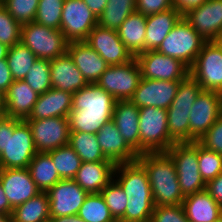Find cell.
<instances>
[{"mask_svg":"<svg viewBox=\"0 0 222 222\" xmlns=\"http://www.w3.org/2000/svg\"><path fill=\"white\" fill-rule=\"evenodd\" d=\"M116 100L98 84H88L72 94V109L68 115L70 132L96 134L112 119Z\"/></svg>","mask_w":222,"mask_h":222,"instance_id":"6da1fadb","label":"cell"},{"mask_svg":"<svg viewBox=\"0 0 222 222\" xmlns=\"http://www.w3.org/2000/svg\"><path fill=\"white\" fill-rule=\"evenodd\" d=\"M114 180L127 197L124 222H150L155 204L144 166L138 160L117 164Z\"/></svg>","mask_w":222,"mask_h":222,"instance_id":"7a4b0ae2","label":"cell"},{"mask_svg":"<svg viewBox=\"0 0 222 222\" xmlns=\"http://www.w3.org/2000/svg\"><path fill=\"white\" fill-rule=\"evenodd\" d=\"M146 169L155 206L180 205L184 200L172 158L166 152L144 153L137 159Z\"/></svg>","mask_w":222,"mask_h":222,"instance_id":"3957f363","label":"cell"},{"mask_svg":"<svg viewBox=\"0 0 222 222\" xmlns=\"http://www.w3.org/2000/svg\"><path fill=\"white\" fill-rule=\"evenodd\" d=\"M36 153L27 121L7 116V141L0 154V169L27 168Z\"/></svg>","mask_w":222,"mask_h":222,"instance_id":"277c9868","label":"cell"},{"mask_svg":"<svg viewBox=\"0 0 222 222\" xmlns=\"http://www.w3.org/2000/svg\"><path fill=\"white\" fill-rule=\"evenodd\" d=\"M139 136L140 155L169 150L175 141L168 130L167 109L139 108Z\"/></svg>","mask_w":222,"mask_h":222,"instance_id":"5b68a950","label":"cell"},{"mask_svg":"<svg viewBox=\"0 0 222 222\" xmlns=\"http://www.w3.org/2000/svg\"><path fill=\"white\" fill-rule=\"evenodd\" d=\"M201 91L200 84L190 75L180 82L176 96L167 109L168 130L175 142H189V114Z\"/></svg>","mask_w":222,"mask_h":222,"instance_id":"8992f818","label":"cell"},{"mask_svg":"<svg viewBox=\"0 0 222 222\" xmlns=\"http://www.w3.org/2000/svg\"><path fill=\"white\" fill-rule=\"evenodd\" d=\"M205 42V39L182 16L157 51L182 61L190 68Z\"/></svg>","mask_w":222,"mask_h":222,"instance_id":"52a82bcc","label":"cell"},{"mask_svg":"<svg viewBox=\"0 0 222 222\" xmlns=\"http://www.w3.org/2000/svg\"><path fill=\"white\" fill-rule=\"evenodd\" d=\"M175 164L181 193L188 196L205 190L198 166V142H175L166 151Z\"/></svg>","mask_w":222,"mask_h":222,"instance_id":"ba28073f","label":"cell"},{"mask_svg":"<svg viewBox=\"0 0 222 222\" xmlns=\"http://www.w3.org/2000/svg\"><path fill=\"white\" fill-rule=\"evenodd\" d=\"M38 59L53 60L67 52L68 41L60 30L36 22L22 25L21 41Z\"/></svg>","mask_w":222,"mask_h":222,"instance_id":"9c48e42d","label":"cell"},{"mask_svg":"<svg viewBox=\"0 0 222 222\" xmlns=\"http://www.w3.org/2000/svg\"><path fill=\"white\" fill-rule=\"evenodd\" d=\"M190 76L204 91L222 94V45L218 41H206L190 67Z\"/></svg>","mask_w":222,"mask_h":222,"instance_id":"30bf717a","label":"cell"},{"mask_svg":"<svg viewBox=\"0 0 222 222\" xmlns=\"http://www.w3.org/2000/svg\"><path fill=\"white\" fill-rule=\"evenodd\" d=\"M142 79L135 57L121 65H111L102 73L96 83L116 101L130 100Z\"/></svg>","mask_w":222,"mask_h":222,"instance_id":"8fae6325","label":"cell"},{"mask_svg":"<svg viewBox=\"0 0 222 222\" xmlns=\"http://www.w3.org/2000/svg\"><path fill=\"white\" fill-rule=\"evenodd\" d=\"M145 79L182 81L190 75V68L182 61L148 50L135 57Z\"/></svg>","mask_w":222,"mask_h":222,"instance_id":"7c38bea8","label":"cell"},{"mask_svg":"<svg viewBox=\"0 0 222 222\" xmlns=\"http://www.w3.org/2000/svg\"><path fill=\"white\" fill-rule=\"evenodd\" d=\"M222 115V94L202 90L189 114V142L198 141Z\"/></svg>","mask_w":222,"mask_h":222,"instance_id":"4fadbf2b","label":"cell"},{"mask_svg":"<svg viewBox=\"0 0 222 222\" xmlns=\"http://www.w3.org/2000/svg\"><path fill=\"white\" fill-rule=\"evenodd\" d=\"M97 19L83 0H65L60 31L68 42L85 41L97 25Z\"/></svg>","mask_w":222,"mask_h":222,"instance_id":"5bb4252c","label":"cell"},{"mask_svg":"<svg viewBox=\"0 0 222 222\" xmlns=\"http://www.w3.org/2000/svg\"><path fill=\"white\" fill-rule=\"evenodd\" d=\"M29 124L37 152H45L67 145L69 142L68 117L26 120Z\"/></svg>","mask_w":222,"mask_h":222,"instance_id":"9a60e30c","label":"cell"},{"mask_svg":"<svg viewBox=\"0 0 222 222\" xmlns=\"http://www.w3.org/2000/svg\"><path fill=\"white\" fill-rule=\"evenodd\" d=\"M182 16L205 41H218L222 35V0H208Z\"/></svg>","mask_w":222,"mask_h":222,"instance_id":"2e32d148","label":"cell"},{"mask_svg":"<svg viewBox=\"0 0 222 222\" xmlns=\"http://www.w3.org/2000/svg\"><path fill=\"white\" fill-rule=\"evenodd\" d=\"M50 217L78 214L88 193L73 179H61L47 191Z\"/></svg>","mask_w":222,"mask_h":222,"instance_id":"e0dca14e","label":"cell"},{"mask_svg":"<svg viewBox=\"0 0 222 222\" xmlns=\"http://www.w3.org/2000/svg\"><path fill=\"white\" fill-rule=\"evenodd\" d=\"M85 42L109 65H121L134 57L119 38L117 30L96 25Z\"/></svg>","mask_w":222,"mask_h":222,"instance_id":"ac0fdd59","label":"cell"},{"mask_svg":"<svg viewBox=\"0 0 222 222\" xmlns=\"http://www.w3.org/2000/svg\"><path fill=\"white\" fill-rule=\"evenodd\" d=\"M180 82L142 78L130 101L138 108L168 109L176 96Z\"/></svg>","mask_w":222,"mask_h":222,"instance_id":"d6986e66","label":"cell"},{"mask_svg":"<svg viewBox=\"0 0 222 222\" xmlns=\"http://www.w3.org/2000/svg\"><path fill=\"white\" fill-rule=\"evenodd\" d=\"M0 184L12 209L41 192L27 168L0 169Z\"/></svg>","mask_w":222,"mask_h":222,"instance_id":"ffe728a7","label":"cell"},{"mask_svg":"<svg viewBox=\"0 0 222 222\" xmlns=\"http://www.w3.org/2000/svg\"><path fill=\"white\" fill-rule=\"evenodd\" d=\"M96 138L104 156L116 165L136 161L139 157L126 143L112 119L100 128Z\"/></svg>","mask_w":222,"mask_h":222,"instance_id":"44dd1931","label":"cell"},{"mask_svg":"<svg viewBox=\"0 0 222 222\" xmlns=\"http://www.w3.org/2000/svg\"><path fill=\"white\" fill-rule=\"evenodd\" d=\"M67 53L88 84L97 83L109 66L85 41L69 42Z\"/></svg>","mask_w":222,"mask_h":222,"instance_id":"7402d4cb","label":"cell"},{"mask_svg":"<svg viewBox=\"0 0 222 222\" xmlns=\"http://www.w3.org/2000/svg\"><path fill=\"white\" fill-rule=\"evenodd\" d=\"M112 161L82 162L73 180L88 194L100 193L114 180Z\"/></svg>","mask_w":222,"mask_h":222,"instance_id":"603a6c76","label":"cell"},{"mask_svg":"<svg viewBox=\"0 0 222 222\" xmlns=\"http://www.w3.org/2000/svg\"><path fill=\"white\" fill-rule=\"evenodd\" d=\"M39 94L23 80H14L4 93V115L26 120Z\"/></svg>","mask_w":222,"mask_h":222,"instance_id":"cb8c5ba5","label":"cell"},{"mask_svg":"<svg viewBox=\"0 0 222 222\" xmlns=\"http://www.w3.org/2000/svg\"><path fill=\"white\" fill-rule=\"evenodd\" d=\"M72 109V94L57 88H50L40 94L26 120H41L51 117H68Z\"/></svg>","mask_w":222,"mask_h":222,"instance_id":"d4e9b609","label":"cell"},{"mask_svg":"<svg viewBox=\"0 0 222 222\" xmlns=\"http://www.w3.org/2000/svg\"><path fill=\"white\" fill-rule=\"evenodd\" d=\"M50 76L52 88L71 94L88 85L67 52L58 58L50 60Z\"/></svg>","mask_w":222,"mask_h":222,"instance_id":"484cf974","label":"cell"},{"mask_svg":"<svg viewBox=\"0 0 222 222\" xmlns=\"http://www.w3.org/2000/svg\"><path fill=\"white\" fill-rule=\"evenodd\" d=\"M112 120L126 143L140 155L139 108L130 100L116 101Z\"/></svg>","mask_w":222,"mask_h":222,"instance_id":"4316f807","label":"cell"},{"mask_svg":"<svg viewBox=\"0 0 222 222\" xmlns=\"http://www.w3.org/2000/svg\"><path fill=\"white\" fill-rule=\"evenodd\" d=\"M182 206L189 222H213L222 216V207L206 190L185 196Z\"/></svg>","mask_w":222,"mask_h":222,"instance_id":"83f0119b","label":"cell"},{"mask_svg":"<svg viewBox=\"0 0 222 222\" xmlns=\"http://www.w3.org/2000/svg\"><path fill=\"white\" fill-rule=\"evenodd\" d=\"M181 17L182 13L176 7L147 16L145 51L157 50Z\"/></svg>","mask_w":222,"mask_h":222,"instance_id":"f1b7e54d","label":"cell"},{"mask_svg":"<svg viewBox=\"0 0 222 222\" xmlns=\"http://www.w3.org/2000/svg\"><path fill=\"white\" fill-rule=\"evenodd\" d=\"M146 20V15L135 11L117 29L119 38L133 57L145 51Z\"/></svg>","mask_w":222,"mask_h":222,"instance_id":"f546056e","label":"cell"},{"mask_svg":"<svg viewBox=\"0 0 222 222\" xmlns=\"http://www.w3.org/2000/svg\"><path fill=\"white\" fill-rule=\"evenodd\" d=\"M27 169L41 192H47L61 180L48 153L37 152Z\"/></svg>","mask_w":222,"mask_h":222,"instance_id":"4dcf8cb0","label":"cell"},{"mask_svg":"<svg viewBox=\"0 0 222 222\" xmlns=\"http://www.w3.org/2000/svg\"><path fill=\"white\" fill-rule=\"evenodd\" d=\"M50 218L47 192H40L35 197L15 207L11 214L12 222H46Z\"/></svg>","mask_w":222,"mask_h":222,"instance_id":"1f68e13d","label":"cell"},{"mask_svg":"<svg viewBox=\"0 0 222 222\" xmlns=\"http://www.w3.org/2000/svg\"><path fill=\"white\" fill-rule=\"evenodd\" d=\"M68 144L82 162L110 161L104 156L94 133L70 132Z\"/></svg>","mask_w":222,"mask_h":222,"instance_id":"d6a6232c","label":"cell"},{"mask_svg":"<svg viewBox=\"0 0 222 222\" xmlns=\"http://www.w3.org/2000/svg\"><path fill=\"white\" fill-rule=\"evenodd\" d=\"M136 11V0H108L97 25L117 30L126 18Z\"/></svg>","mask_w":222,"mask_h":222,"instance_id":"836d02e7","label":"cell"},{"mask_svg":"<svg viewBox=\"0 0 222 222\" xmlns=\"http://www.w3.org/2000/svg\"><path fill=\"white\" fill-rule=\"evenodd\" d=\"M38 58L21 42L9 47L6 60L13 80H23Z\"/></svg>","mask_w":222,"mask_h":222,"instance_id":"e575fe53","label":"cell"},{"mask_svg":"<svg viewBox=\"0 0 222 222\" xmlns=\"http://www.w3.org/2000/svg\"><path fill=\"white\" fill-rule=\"evenodd\" d=\"M47 153L51 156L61 179H73L75 177L82 161L69 144Z\"/></svg>","mask_w":222,"mask_h":222,"instance_id":"d590c367","label":"cell"},{"mask_svg":"<svg viewBox=\"0 0 222 222\" xmlns=\"http://www.w3.org/2000/svg\"><path fill=\"white\" fill-rule=\"evenodd\" d=\"M77 215L86 222L115 221L101 193L88 194Z\"/></svg>","mask_w":222,"mask_h":222,"instance_id":"8d00e7d4","label":"cell"},{"mask_svg":"<svg viewBox=\"0 0 222 222\" xmlns=\"http://www.w3.org/2000/svg\"><path fill=\"white\" fill-rule=\"evenodd\" d=\"M23 81L26 82L39 95L52 88L50 60L37 59L33 63L31 69L27 72Z\"/></svg>","mask_w":222,"mask_h":222,"instance_id":"74e56055","label":"cell"},{"mask_svg":"<svg viewBox=\"0 0 222 222\" xmlns=\"http://www.w3.org/2000/svg\"><path fill=\"white\" fill-rule=\"evenodd\" d=\"M65 0H39L34 22L60 30L61 15Z\"/></svg>","mask_w":222,"mask_h":222,"instance_id":"f35d334b","label":"cell"},{"mask_svg":"<svg viewBox=\"0 0 222 222\" xmlns=\"http://www.w3.org/2000/svg\"><path fill=\"white\" fill-rule=\"evenodd\" d=\"M115 220L124 222L127 197L122 187L113 180L100 192Z\"/></svg>","mask_w":222,"mask_h":222,"instance_id":"ab89813d","label":"cell"},{"mask_svg":"<svg viewBox=\"0 0 222 222\" xmlns=\"http://www.w3.org/2000/svg\"><path fill=\"white\" fill-rule=\"evenodd\" d=\"M198 166L204 182L207 183L222 172V155L205 149L198 143Z\"/></svg>","mask_w":222,"mask_h":222,"instance_id":"60d3db41","label":"cell"},{"mask_svg":"<svg viewBox=\"0 0 222 222\" xmlns=\"http://www.w3.org/2000/svg\"><path fill=\"white\" fill-rule=\"evenodd\" d=\"M39 0H3L1 4L21 25L34 22Z\"/></svg>","mask_w":222,"mask_h":222,"instance_id":"b9f144b4","label":"cell"},{"mask_svg":"<svg viewBox=\"0 0 222 222\" xmlns=\"http://www.w3.org/2000/svg\"><path fill=\"white\" fill-rule=\"evenodd\" d=\"M21 28L19 24L0 3V43L12 47L21 41Z\"/></svg>","mask_w":222,"mask_h":222,"instance_id":"7bdbcfd3","label":"cell"},{"mask_svg":"<svg viewBox=\"0 0 222 222\" xmlns=\"http://www.w3.org/2000/svg\"><path fill=\"white\" fill-rule=\"evenodd\" d=\"M150 222H189L182 204L154 206Z\"/></svg>","mask_w":222,"mask_h":222,"instance_id":"ee69618b","label":"cell"},{"mask_svg":"<svg viewBox=\"0 0 222 222\" xmlns=\"http://www.w3.org/2000/svg\"><path fill=\"white\" fill-rule=\"evenodd\" d=\"M197 142L205 149L222 155V115Z\"/></svg>","mask_w":222,"mask_h":222,"instance_id":"f6af8a7d","label":"cell"},{"mask_svg":"<svg viewBox=\"0 0 222 222\" xmlns=\"http://www.w3.org/2000/svg\"><path fill=\"white\" fill-rule=\"evenodd\" d=\"M174 7L173 0H136V12L149 16Z\"/></svg>","mask_w":222,"mask_h":222,"instance_id":"bcb514c9","label":"cell"},{"mask_svg":"<svg viewBox=\"0 0 222 222\" xmlns=\"http://www.w3.org/2000/svg\"><path fill=\"white\" fill-rule=\"evenodd\" d=\"M205 190L222 207V172L206 183Z\"/></svg>","mask_w":222,"mask_h":222,"instance_id":"7dc6e473","label":"cell"},{"mask_svg":"<svg viewBox=\"0 0 222 222\" xmlns=\"http://www.w3.org/2000/svg\"><path fill=\"white\" fill-rule=\"evenodd\" d=\"M13 81L7 60H0V92L4 94Z\"/></svg>","mask_w":222,"mask_h":222,"instance_id":"c3c4849f","label":"cell"},{"mask_svg":"<svg viewBox=\"0 0 222 222\" xmlns=\"http://www.w3.org/2000/svg\"><path fill=\"white\" fill-rule=\"evenodd\" d=\"M208 0H173L174 7H176L182 14L187 10L200 6Z\"/></svg>","mask_w":222,"mask_h":222,"instance_id":"681fc988","label":"cell"},{"mask_svg":"<svg viewBox=\"0 0 222 222\" xmlns=\"http://www.w3.org/2000/svg\"><path fill=\"white\" fill-rule=\"evenodd\" d=\"M93 14L98 18L104 11L108 0H83Z\"/></svg>","mask_w":222,"mask_h":222,"instance_id":"f907efd6","label":"cell"},{"mask_svg":"<svg viewBox=\"0 0 222 222\" xmlns=\"http://www.w3.org/2000/svg\"><path fill=\"white\" fill-rule=\"evenodd\" d=\"M7 141V116H0V154L5 150Z\"/></svg>","mask_w":222,"mask_h":222,"instance_id":"816d5d0a","label":"cell"},{"mask_svg":"<svg viewBox=\"0 0 222 222\" xmlns=\"http://www.w3.org/2000/svg\"><path fill=\"white\" fill-rule=\"evenodd\" d=\"M13 209L11 208L7 197L4 194V190L2 188V185L0 184V213L5 215H11Z\"/></svg>","mask_w":222,"mask_h":222,"instance_id":"f5cc1de1","label":"cell"},{"mask_svg":"<svg viewBox=\"0 0 222 222\" xmlns=\"http://www.w3.org/2000/svg\"><path fill=\"white\" fill-rule=\"evenodd\" d=\"M52 222H86L84 219L80 218L77 214L70 216H61V217H51Z\"/></svg>","mask_w":222,"mask_h":222,"instance_id":"db71d44e","label":"cell"},{"mask_svg":"<svg viewBox=\"0 0 222 222\" xmlns=\"http://www.w3.org/2000/svg\"><path fill=\"white\" fill-rule=\"evenodd\" d=\"M9 47L0 43V60L6 59Z\"/></svg>","mask_w":222,"mask_h":222,"instance_id":"11a10c76","label":"cell"},{"mask_svg":"<svg viewBox=\"0 0 222 222\" xmlns=\"http://www.w3.org/2000/svg\"><path fill=\"white\" fill-rule=\"evenodd\" d=\"M4 115V94L0 92V116Z\"/></svg>","mask_w":222,"mask_h":222,"instance_id":"9f6ffc18","label":"cell"},{"mask_svg":"<svg viewBox=\"0 0 222 222\" xmlns=\"http://www.w3.org/2000/svg\"><path fill=\"white\" fill-rule=\"evenodd\" d=\"M0 222H12L11 215L0 213Z\"/></svg>","mask_w":222,"mask_h":222,"instance_id":"6f0895ef","label":"cell"},{"mask_svg":"<svg viewBox=\"0 0 222 222\" xmlns=\"http://www.w3.org/2000/svg\"><path fill=\"white\" fill-rule=\"evenodd\" d=\"M213 222H222V216L218 220L213 221Z\"/></svg>","mask_w":222,"mask_h":222,"instance_id":"680465c9","label":"cell"},{"mask_svg":"<svg viewBox=\"0 0 222 222\" xmlns=\"http://www.w3.org/2000/svg\"><path fill=\"white\" fill-rule=\"evenodd\" d=\"M218 42H222V35L220 36Z\"/></svg>","mask_w":222,"mask_h":222,"instance_id":"91938a15","label":"cell"}]
</instances>
